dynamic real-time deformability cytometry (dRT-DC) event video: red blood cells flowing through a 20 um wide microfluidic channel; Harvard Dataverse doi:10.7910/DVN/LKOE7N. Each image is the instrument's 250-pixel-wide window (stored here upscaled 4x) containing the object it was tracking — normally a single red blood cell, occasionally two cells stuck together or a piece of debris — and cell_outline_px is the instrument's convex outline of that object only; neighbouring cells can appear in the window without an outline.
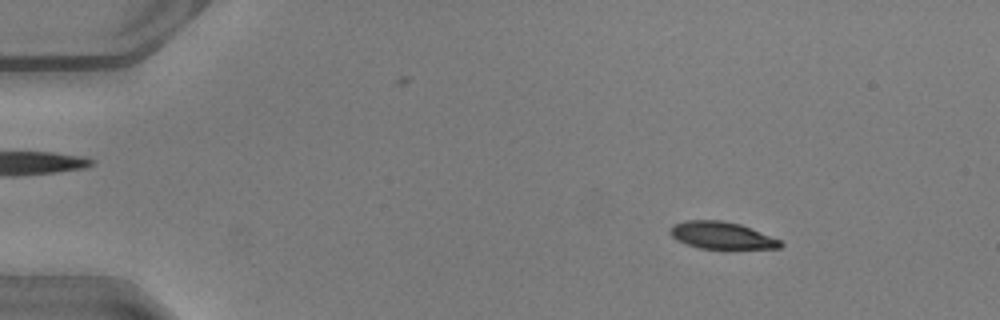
{"species": "common noctule bat (a hibernating species)", "species_latin": "Nyctalus noctula", "temperature_condition": "warm", "stored_images_in_passage": 16, "camera_frame_rate_fps": 3000, "um_per_image_px": 0.085, "animal": {"sex": "male", "body_mass_g": 20.5, "forearm_length_mm": 52.5}, "frame": {"image": 1, "passage_image": 7, "time_ms": 2.0, "image_size_px": [1000, 320], "cell_outline_px": [[784, 244], [780, 248], [700, 248], [676, 240], [668, 232], [668, 228], [672, 224], [684, 220], [720, 220], [740, 224], [780, 240]], "centroid_in_image_um": [61.27, 19.99], "position_along_channel_um": 23.7, "area_um2": 17.28}}
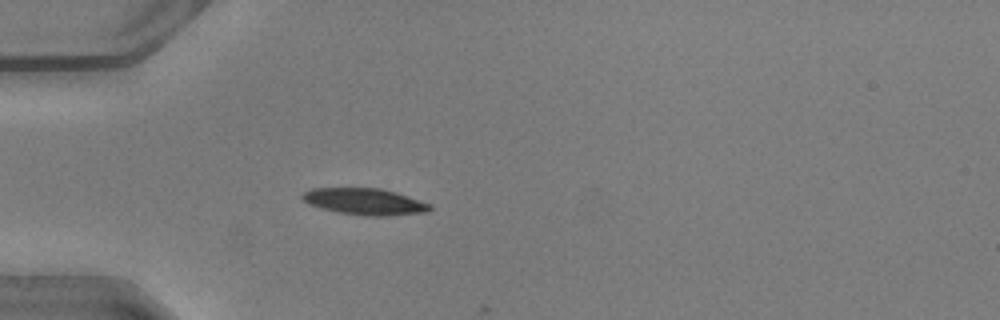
{"frame": {"image": 2, "passage_image": 15, "time_ms": 4.667, "image_size_px": [1000, 320], "cell_outline_px": [[432, 208], [428, 212], [388, 216], [364, 216], [340, 212], [320, 208], [308, 204], [300, 196], [304, 192], [312, 188], [380, 188], [396, 192], [432, 204]], "centroid_in_image_um": [31.03, 17.14], "position_along_channel_um": 54.0, "area_um2": 19.83}}